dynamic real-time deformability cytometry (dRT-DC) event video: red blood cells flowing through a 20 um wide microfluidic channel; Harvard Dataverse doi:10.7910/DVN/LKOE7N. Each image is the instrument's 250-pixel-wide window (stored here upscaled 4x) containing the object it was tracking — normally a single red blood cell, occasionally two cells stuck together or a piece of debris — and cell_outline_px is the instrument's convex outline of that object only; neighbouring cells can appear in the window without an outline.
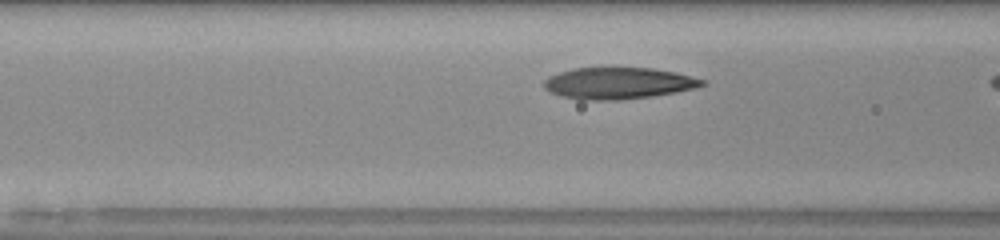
{"species": "human", "species_latin": "Homo sapiens", "temperature_condition": "room temperature", "stored_images_in_passage": 7, "camera_frame_rate_fps": 3000, "um_per_image_px": 0.085, "donor": {"sex": "male"}, "frame": {"image": 1, "passage_image": 5, "time_ms": 1.333, "image_size_px": [1000, 240], "cell_outline_px": [[708, 84], [696, 88], [676, 92], [652, 96], [620, 100], [580, 100], [560, 96], [548, 92], [544, 88], [544, 80], [548, 76], [572, 68], [652, 68], [676, 72], [708, 80]], "centroid_in_image_um": [52.58, 7.08], "position_along_channel_um": 114.0, "area_um2": 29.48}}